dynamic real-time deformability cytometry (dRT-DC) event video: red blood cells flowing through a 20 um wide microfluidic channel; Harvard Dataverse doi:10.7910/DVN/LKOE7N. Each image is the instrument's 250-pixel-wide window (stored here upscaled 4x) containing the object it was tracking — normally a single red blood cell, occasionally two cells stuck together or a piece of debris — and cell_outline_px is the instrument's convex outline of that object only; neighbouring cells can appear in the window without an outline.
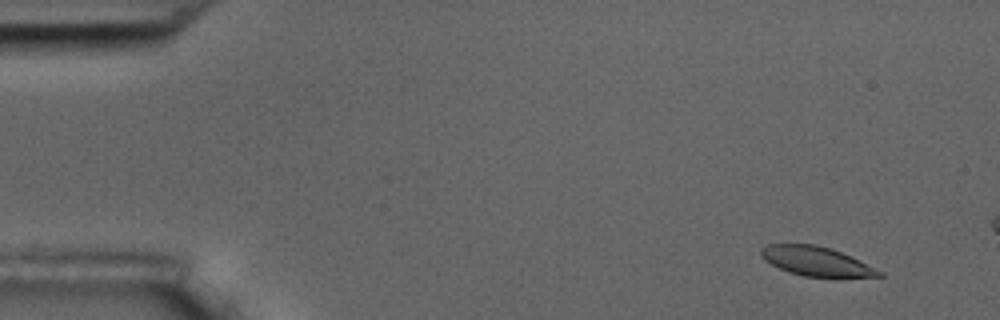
{"species": "common noctule bat (a hibernating species)", "species_latin": "Nyctalus noctula", "temperature_condition": "room temperature", "stored_images_in_passage": 6, "camera_frame_rate_fps": 3000, "um_per_image_px": 0.085, "animal": {"sex": "male", "body_mass_g": 17.5, "forearm_length_mm": 52.3}, "frame": {"image": 1, "passage_image": 2, "time_ms": 1.0, "image_size_px": [1000, 320], "cell_outline_px": [[884, 276], [836, 280], [804, 276], [788, 272], [764, 260], [760, 256], [760, 248], [768, 244], [812, 244], [832, 248], [852, 256], [884, 272]], "centroid_in_image_um": [69.48, 22.26], "position_along_channel_um": 15.5, "area_um2": 21.15}}